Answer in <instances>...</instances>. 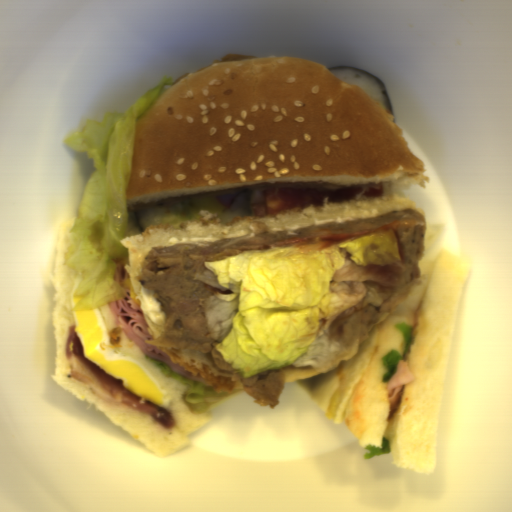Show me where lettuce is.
<instances>
[{
    "mask_svg": "<svg viewBox=\"0 0 512 512\" xmlns=\"http://www.w3.org/2000/svg\"><path fill=\"white\" fill-rule=\"evenodd\" d=\"M395 328L397 330H399L403 335V339H404L403 353H404V355H407L410 350L411 344L414 340V326H412L409 323L402 322V323H397L395 325Z\"/></svg>",
    "mask_w": 512,
    "mask_h": 512,
    "instance_id": "obj_6",
    "label": "lettuce"
},
{
    "mask_svg": "<svg viewBox=\"0 0 512 512\" xmlns=\"http://www.w3.org/2000/svg\"><path fill=\"white\" fill-rule=\"evenodd\" d=\"M366 453H364V460L371 459L374 456L387 455L391 451V442L387 438H382L379 446L368 445L365 446Z\"/></svg>",
    "mask_w": 512,
    "mask_h": 512,
    "instance_id": "obj_5",
    "label": "lettuce"
},
{
    "mask_svg": "<svg viewBox=\"0 0 512 512\" xmlns=\"http://www.w3.org/2000/svg\"><path fill=\"white\" fill-rule=\"evenodd\" d=\"M400 361H403V357L398 350L393 348L382 357L381 362L385 368V374L381 376V381L389 382L390 376L395 373Z\"/></svg>",
    "mask_w": 512,
    "mask_h": 512,
    "instance_id": "obj_4",
    "label": "lettuce"
},
{
    "mask_svg": "<svg viewBox=\"0 0 512 512\" xmlns=\"http://www.w3.org/2000/svg\"><path fill=\"white\" fill-rule=\"evenodd\" d=\"M164 75L156 86L137 98L124 112L106 111L101 121L87 120L81 131L61 141L78 152H87L95 169L86 182L68 233L62 267L70 269L78 284L72 297L80 298L70 312L95 310L104 302L123 297L111 259L128 256L121 239L156 225H178L198 219L208 210L225 222L250 216V192L238 196L230 209L215 195L178 200L132 213L127 202L135 158L138 119L174 83Z\"/></svg>",
    "mask_w": 512,
    "mask_h": 512,
    "instance_id": "obj_2",
    "label": "lettuce"
},
{
    "mask_svg": "<svg viewBox=\"0 0 512 512\" xmlns=\"http://www.w3.org/2000/svg\"><path fill=\"white\" fill-rule=\"evenodd\" d=\"M356 266L397 253L388 236L374 234L333 245L318 243L243 249L203 261L220 286L203 303L213 345L242 378L293 365L322 370L344 357L347 346L320 331L337 316L344 298L332 290L347 258Z\"/></svg>",
    "mask_w": 512,
    "mask_h": 512,
    "instance_id": "obj_1",
    "label": "lettuce"
},
{
    "mask_svg": "<svg viewBox=\"0 0 512 512\" xmlns=\"http://www.w3.org/2000/svg\"><path fill=\"white\" fill-rule=\"evenodd\" d=\"M145 354L147 360L166 377L186 388L184 398L187 409L193 416L200 415L212 406L234 397L239 390L237 389L234 392L221 391L218 393L207 383L187 379L174 372L170 365L153 358L146 352Z\"/></svg>",
    "mask_w": 512,
    "mask_h": 512,
    "instance_id": "obj_3",
    "label": "lettuce"
}]
</instances>
